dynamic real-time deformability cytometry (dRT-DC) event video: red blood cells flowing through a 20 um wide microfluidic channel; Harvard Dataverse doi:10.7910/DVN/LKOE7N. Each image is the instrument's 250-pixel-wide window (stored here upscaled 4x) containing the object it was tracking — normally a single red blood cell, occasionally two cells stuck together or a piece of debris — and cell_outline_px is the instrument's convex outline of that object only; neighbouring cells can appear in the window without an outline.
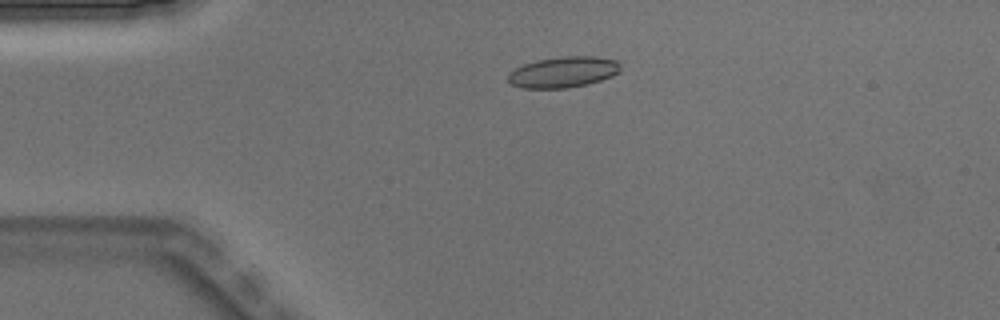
{"species": "Egyptian fruit bat (a non-hibernating species)", "species_latin": "Rousettus aegyptiacus", "temperature_condition": "warm", "stored_images_in_passage": 3, "camera_frame_rate_fps": 3000, "um_per_image_px": 0.085, "animal": {"sex": "male"}, "frame": {"image": 1, "passage_image": 2, "time_ms": 0.333, "image_size_px": [1000, 320], "cell_outline_px": [[620, 72], [612, 76], [588, 84], [568, 88], [520, 88], [512, 84], [508, 80], [508, 76], [516, 68], [524, 64], [536, 60], [564, 56], [596, 56], [616, 60], [620, 64]], "centroid_in_image_um": [47.91, 6.12], "position_along_channel_um": 37.1, "area_um2": 20.23}}